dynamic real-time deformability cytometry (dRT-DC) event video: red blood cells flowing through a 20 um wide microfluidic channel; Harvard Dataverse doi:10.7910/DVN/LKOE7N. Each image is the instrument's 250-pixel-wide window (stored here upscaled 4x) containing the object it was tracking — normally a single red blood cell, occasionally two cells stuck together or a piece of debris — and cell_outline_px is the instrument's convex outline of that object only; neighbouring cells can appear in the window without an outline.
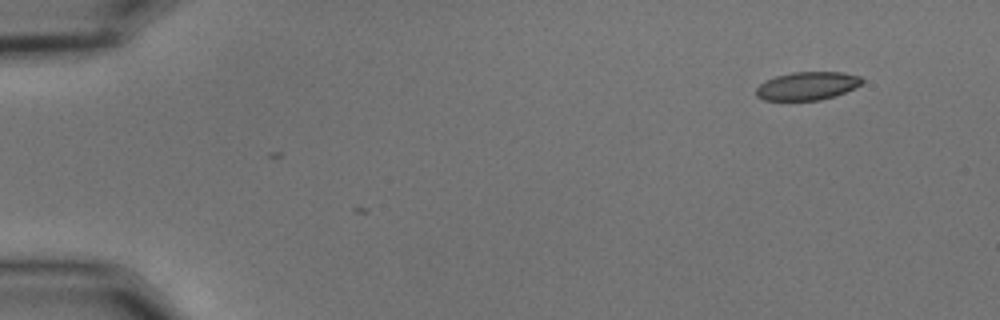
{"species": "common noctule bat (a hibernating species)", "species_latin": "Nyctalus noctula", "temperature_condition": "cold", "stored_images_in_passage": 3, "camera_frame_rate_fps": 3000, "um_per_image_px": 0.085, "animal": {"sex": "male", "body_mass_g": 15.6}, "frame": {"image": 1, "passage_image": 1, "time_ms": 0.0, "image_size_px": [1000, 320], "cell_outline_px": [[864, 80], [860, 84], [836, 96], [820, 100], [764, 100], [756, 96], [756, 88], [764, 80], [776, 76], [792, 72], [844, 72], [860, 76]], "centroid_in_image_um": [68.59, 7.3], "position_along_channel_um": 16.4, "area_um2": 17.4}}